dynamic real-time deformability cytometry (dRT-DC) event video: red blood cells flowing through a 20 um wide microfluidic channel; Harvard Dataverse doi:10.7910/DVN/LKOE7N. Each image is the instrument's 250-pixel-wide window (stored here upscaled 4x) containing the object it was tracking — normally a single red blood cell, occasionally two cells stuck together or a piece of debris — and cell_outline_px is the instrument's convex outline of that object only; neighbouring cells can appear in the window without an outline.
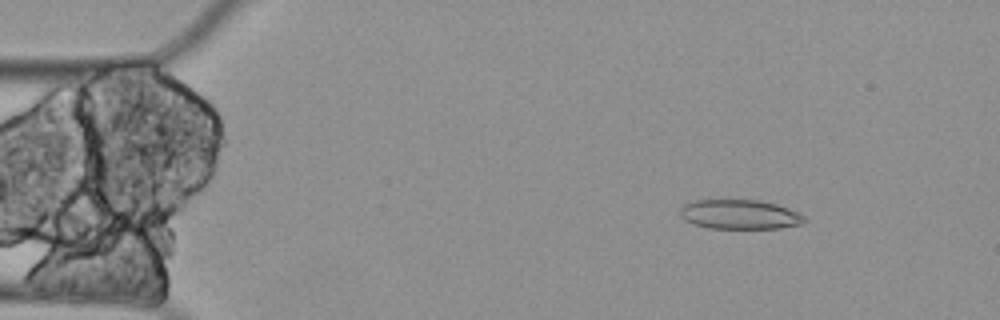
{"species": "Egyptian fruit bat (a non-hibernating species)", "species_latin": "Rousettus aegyptiacus", "temperature_condition": "cold", "stored_images_in_passage": 58, "camera_frame_rate_fps": 3000, "um_per_image_px": 0.085, "animal": {"sex": "female"}, "frame": {"image": 1, "passage_image": 7, "time_ms": 2.0, "image_size_px": [1000, 320], "cell_outline_px": [[808, 220], [800, 224], [780, 228], [708, 228], [692, 224], [684, 220], [680, 216], [680, 208], [684, 204], [696, 200], [760, 200], [776, 204], [788, 208], [804, 216]], "centroid_in_image_um": [62.85, 18.23], "position_along_channel_um": 22.2, "area_um2": 21.39}}
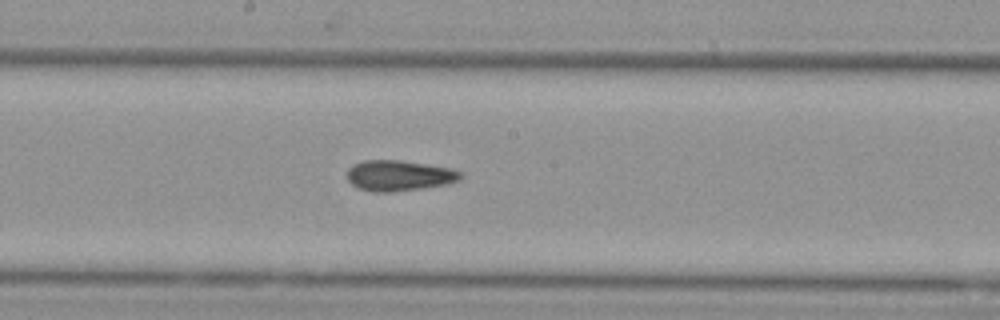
{"frame": {"image": 2, "passage_image": 30, "time_ms": 9.667, "image_size_px": [1000, 320], "cell_outline_px": [[464, 176], [460, 180], [448, 184], [420, 188], [388, 192], [372, 192], [360, 188], [352, 184], [348, 180], [348, 168], [352, 164], [364, 160], [400, 160], [452, 168], [460, 172]], "centroid_in_image_um": [33.93, 14.91], "position_along_channel_um": 214.3, "area_um2": 20.23}}
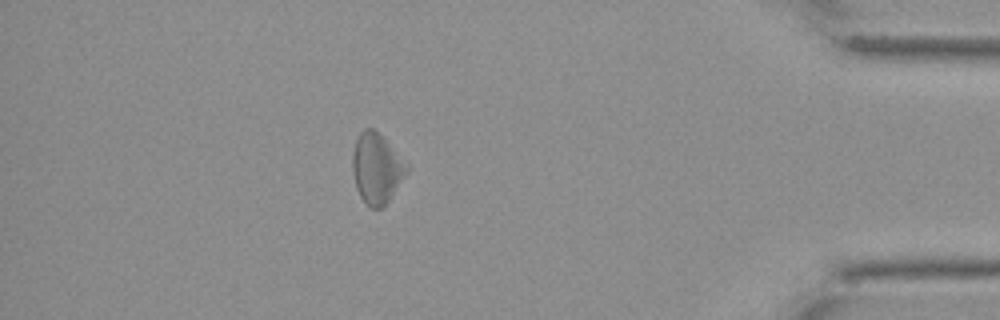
{"frame": {"image": 3, "passage_image": 51, "time_ms": 16.667, "image_size_px": [1000, 320], "cell_outline_px": [[408, 172], [388, 200], [380, 208], [368, 208], [360, 196], [356, 188], [352, 168], [352, 152], [356, 140], [360, 132], [364, 128], [372, 128], [384, 136], [408, 164]], "centroid_in_image_um": [32.01, 14.28], "position_along_channel_um": 403.2, "area_um2": 22.31}, "authors_computed_cell_mechanics": {"area_um2": 21.8773, "velocity_mm_per_s": 3.3144, "shape_relaxation_time_tau1_ms": 0.3679, "shape_relaxation_time_tau2_ms": null, "deformation_change_tau1": null, "deformation_change_tau2": null}}